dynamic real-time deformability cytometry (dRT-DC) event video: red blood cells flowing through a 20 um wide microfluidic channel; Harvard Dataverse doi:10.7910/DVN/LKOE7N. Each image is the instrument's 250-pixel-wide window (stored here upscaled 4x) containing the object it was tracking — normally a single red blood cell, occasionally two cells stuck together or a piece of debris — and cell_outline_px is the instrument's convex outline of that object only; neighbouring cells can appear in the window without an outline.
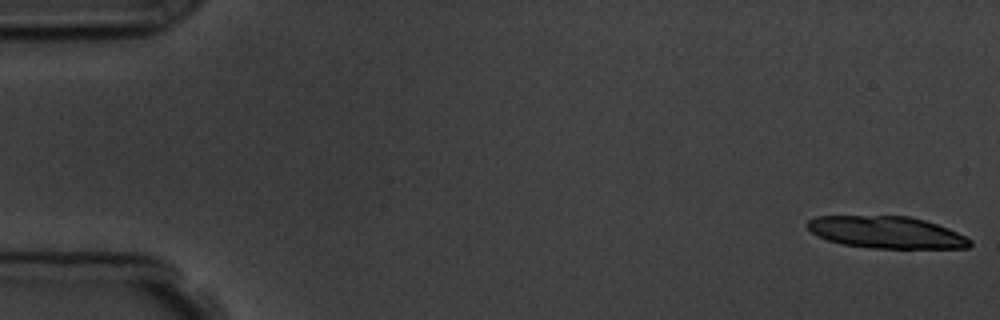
{"species": "common noctule bat (a hibernating species)", "species_latin": "Nyctalus noctula", "temperature_condition": "room temperature", "stored_images_in_passage": 5, "camera_frame_rate_fps": 3000, "um_per_image_px": 0.085, "animal": {"sex": "male", "body_mass_g": 19.5, "forearm_length_mm": 54.6}, "frame": {"image": 1, "passage_image": 1, "time_ms": 0.0, "image_size_px": [1000, 320], "cell_outline_px": [[972, 244], [968, 248], [868, 248], [840, 244], [816, 236], [804, 224], [808, 220], [816, 216], [908, 216], [924, 220], [948, 228], [972, 240]], "centroid_in_image_um": [75.31, 19.75], "position_along_channel_um": 9.7, "area_um2": 30.4}}